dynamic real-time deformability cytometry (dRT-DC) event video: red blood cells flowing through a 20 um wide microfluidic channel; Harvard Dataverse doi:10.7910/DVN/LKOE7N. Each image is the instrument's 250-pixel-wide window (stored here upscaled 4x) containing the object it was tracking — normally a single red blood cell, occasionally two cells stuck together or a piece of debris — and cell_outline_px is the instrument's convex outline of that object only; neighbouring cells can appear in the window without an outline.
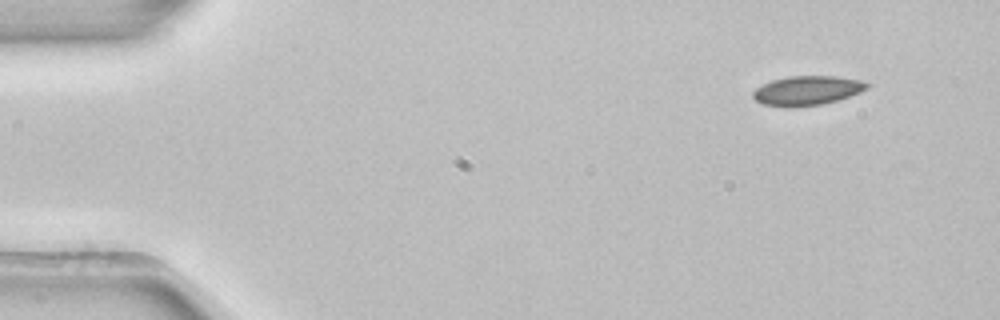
{"species": "common noctule bat (a hibernating species)", "species_latin": "Nyctalus noctula", "temperature_condition": "room temperature", "stored_images_in_passage": 4, "camera_frame_rate_fps": 3000, "um_per_image_px": 0.085, "animal": {"sex": "female", "body_mass_g": 22.7, "forearm_length_mm": 54.2}, "frame": {"image": 1, "passage_image": 1, "time_ms": 0.0, "image_size_px": [1000, 320], "cell_outline_px": [[872, 84], [868, 88], [860, 92], [836, 100], [820, 104], [792, 108], [784, 108], [760, 104], [752, 96], [752, 92], [756, 88], [772, 80], [788, 76], [836, 76], [860, 80]], "centroid_in_image_um": [68.57, 7.71], "position_along_channel_um": 16.4, "area_um2": 19.65}}
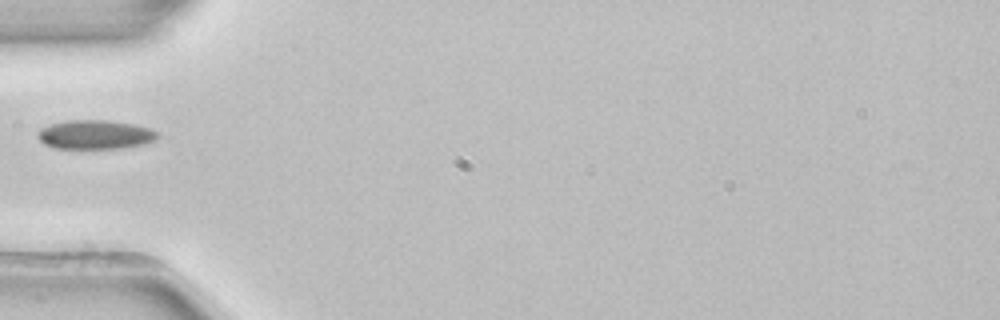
{"frame": {"image": 2, "passage_image": 4, "time_ms": 1.0, "image_size_px": [1000, 320], "cell_outline_px": [[156, 140], [144, 144], [120, 148], [52, 148], [44, 144], [40, 140], [36, 132], [40, 128], [52, 124], [68, 120], [108, 120], [132, 124], [148, 128], [156, 132]], "centroid_in_image_um": [8.04, 11.44], "position_along_channel_um": 77.0, "area_um2": 20.11}}